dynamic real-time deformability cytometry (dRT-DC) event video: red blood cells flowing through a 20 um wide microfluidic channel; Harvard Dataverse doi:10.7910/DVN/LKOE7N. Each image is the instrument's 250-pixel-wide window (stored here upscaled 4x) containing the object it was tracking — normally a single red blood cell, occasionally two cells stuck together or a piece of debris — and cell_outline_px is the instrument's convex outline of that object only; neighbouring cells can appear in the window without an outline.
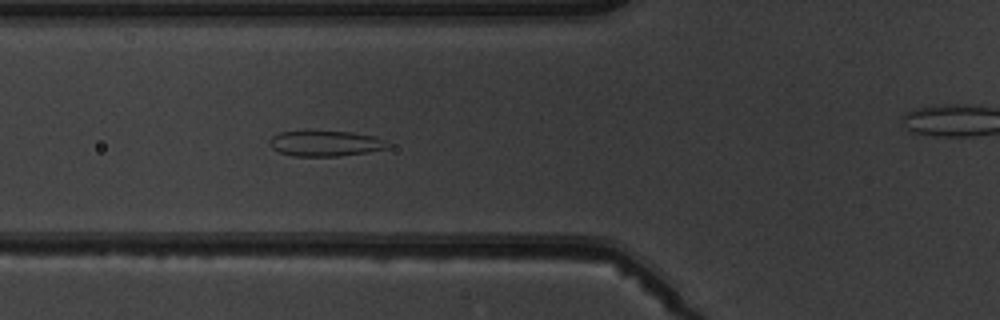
{"species": "common noctule bat (a hibernating species)", "species_latin": "Nyctalus noctula", "temperature_condition": "warm", "stored_images_in_passage": 7, "segment_of_instrument_passage": [1, 2], "camera_frame_rate_fps": 3000, "um_per_image_px": 0.085, "animal": {"sex": "male", "body_mass_g": 19.5, "forearm_length_mm": 54.6}, "frame": {"image": 1, "passage_image": 6, "time_ms": 6.667, "image_size_px": [1000, 320], "cell_outline_px": [[392, 144], [388, 148], [368, 152], [336, 156], [292, 156], [280, 152], [272, 148], [272, 136], [280, 132], [348, 132], [376, 136]], "centroid_in_image_um": [27.74, 12.21], "position_along_channel_um": 98.1, "area_um2": 17.22}}